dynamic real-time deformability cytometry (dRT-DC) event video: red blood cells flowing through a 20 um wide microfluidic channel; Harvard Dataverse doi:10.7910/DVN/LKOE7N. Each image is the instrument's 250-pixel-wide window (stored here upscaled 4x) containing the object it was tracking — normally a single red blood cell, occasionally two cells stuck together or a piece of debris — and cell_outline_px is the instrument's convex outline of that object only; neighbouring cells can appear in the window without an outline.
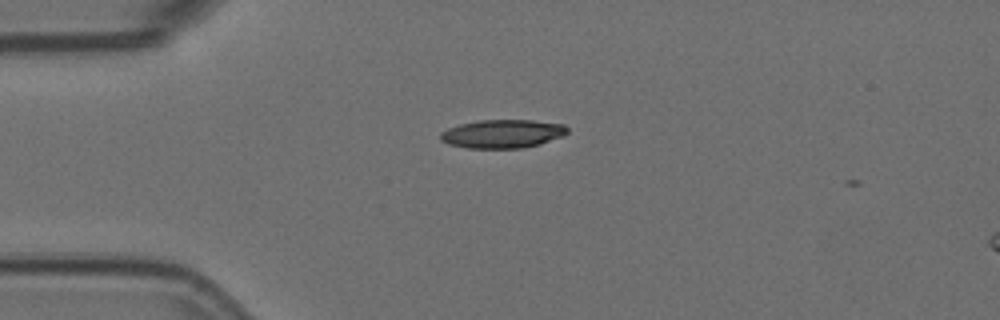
{"species": "Egyptian fruit bat (a non-hibernating species)", "species_latin": "Rousettus aegyptiacus", "temperature_condition": "room temperature", "stored_images_in_passage": 3, "camera_frame_rate_fps": 3000, "um_per_image_px": 0.085, "animal": {"sex": "female"}, "frame": {"image": 1, "passage_image": 2, "time_ms": 0.333, "image_size_px": [1000, 320], "cell_outline_px": [[568, 132], [564, 136], [540, 144], [524, 148], [468, 148], [448, 144], [440, 140], [440, 132], [448, 128], [460, 124], [476, 120], [532, 120], [564, 124], [568, 128]], "centroid_in_image_um": [42.72, 11.37], "position_along_channel_um": 42.3, "area_um2": 21.27}}